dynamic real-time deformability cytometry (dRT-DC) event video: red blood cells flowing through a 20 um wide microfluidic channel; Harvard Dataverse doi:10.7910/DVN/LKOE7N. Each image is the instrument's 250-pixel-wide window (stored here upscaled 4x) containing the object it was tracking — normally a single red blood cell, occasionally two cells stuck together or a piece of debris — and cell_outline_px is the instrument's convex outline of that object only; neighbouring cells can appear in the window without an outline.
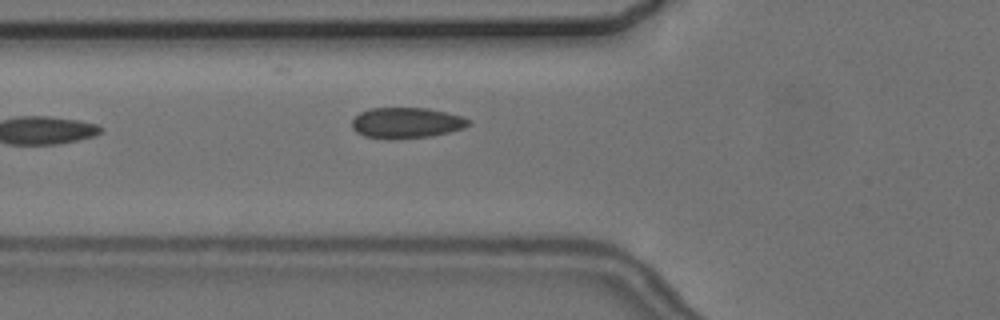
{"species": "common noctule bat (a hibernating species)", "species_latin": "Nyctalus noctula", "temperature_condition": "cold", "stored_images_in_passage": 4, "camera_frame_rate_fps": 3000, "um_per_image_px": 0.085, "animal": {"sex": "female", "body_mass_g": 24.6, "forearm_length_mm": 56.2}, "frame": {"image": 1, "passage_image": 3, "time_ms": 2.333, "image_size_px": [1000, 320], "cell_outline_px": [[472, 124], [464, 128], [432, 136], [392, 140], [388, 140], [364, 136], [356, 132], [352, 128], [352, 120], [360, 112], [368, 108], [428, 108], [448, 112], [464, 116], [472, 120]], "centroid_in_image_um": [34.57, 10.45], "position_along_channel_um": 91.2, "area_um2": 21.39}}